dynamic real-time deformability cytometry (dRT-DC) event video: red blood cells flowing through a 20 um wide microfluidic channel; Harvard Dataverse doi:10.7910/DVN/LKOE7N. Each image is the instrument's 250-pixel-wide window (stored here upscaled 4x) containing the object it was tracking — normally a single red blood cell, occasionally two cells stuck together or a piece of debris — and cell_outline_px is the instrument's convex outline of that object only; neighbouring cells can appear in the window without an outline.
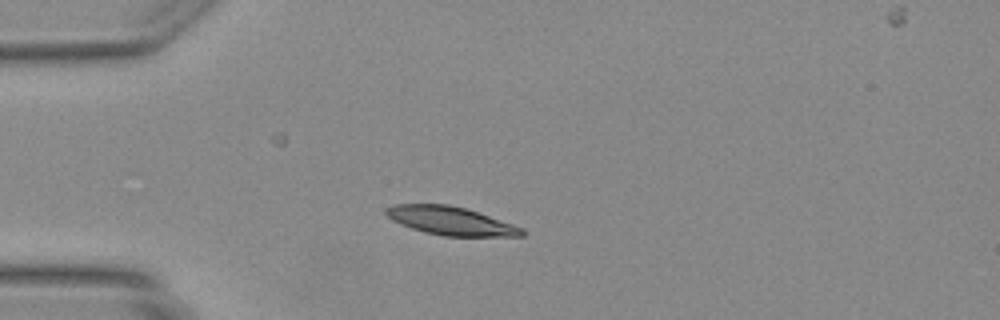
{"species": "Egyptian fruit bat (a non-hibernating species)", "species_latin": "Rousettus aegyptiacus", "temperature_condition": "warm", "stored_images_in_passage": 37, "camera_frame_rate_fps": 3000, "um_per_image_px": 0.085, "animal": {"sex": "female"}, "frame": {"image": 1, "passage_image": 1, "time_ms": 0.0, "image_size_px": [1000, 320], "cell_outline_px": [[524, 236], [444, 236], [424, 232], [400, 224], [392, 220], [384, 212], [388, 208], [396, 204], [448, 204], [464, 208], [524, 228]], "centroid_in_image_um": [38.3, 18.78], "position_along_channel_um": 46.7, "area_um2": 22.14}}
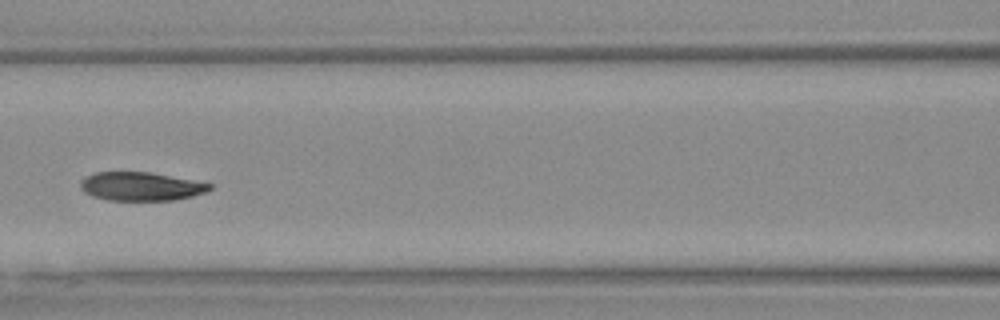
{"frame": {"image": 2, "passage_image": 10, "time_ms": 3.0, "image_size_px": [1000, 320], "cell_outline_px": [[212, 188], [204, 192], [192, 196], [172, 200], [108, 200], [92, 196], [84, 192], [80, 188], [80, 180], [96, 172], [148, 172], [212, 184]], "centroid_in_image_um": [11.93, 15.85], "position_along_channel_um": 154.7, "area_um2": 21.21}}
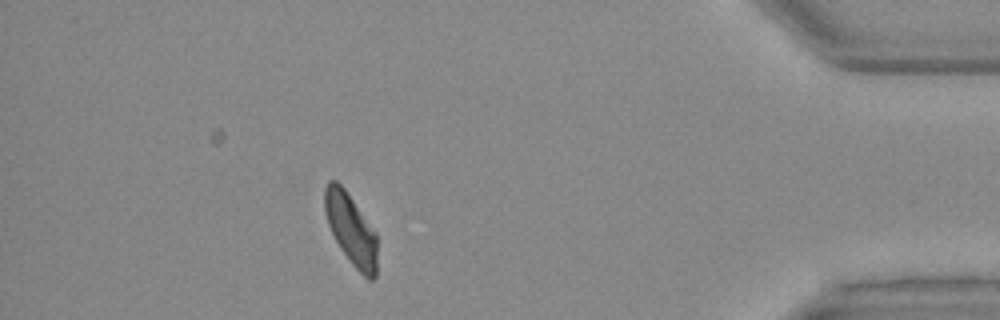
{"frame": {"image": 3, "passage_image": 31, "time_ms": 10.0, "image_size_px": [1000, 320], "cell_outline_px": [[376, 276], [372, 280], [368, 280], [352, 264], [340, 248], [328, 224], [324, 212], [324, 188], [328, 180], [336, 180], [344, 188], [376, 232]], "centroid_in_image_um": [29.81, 19.47], "position_along_channel_um": 405.4, "area_um2": 21.62}}